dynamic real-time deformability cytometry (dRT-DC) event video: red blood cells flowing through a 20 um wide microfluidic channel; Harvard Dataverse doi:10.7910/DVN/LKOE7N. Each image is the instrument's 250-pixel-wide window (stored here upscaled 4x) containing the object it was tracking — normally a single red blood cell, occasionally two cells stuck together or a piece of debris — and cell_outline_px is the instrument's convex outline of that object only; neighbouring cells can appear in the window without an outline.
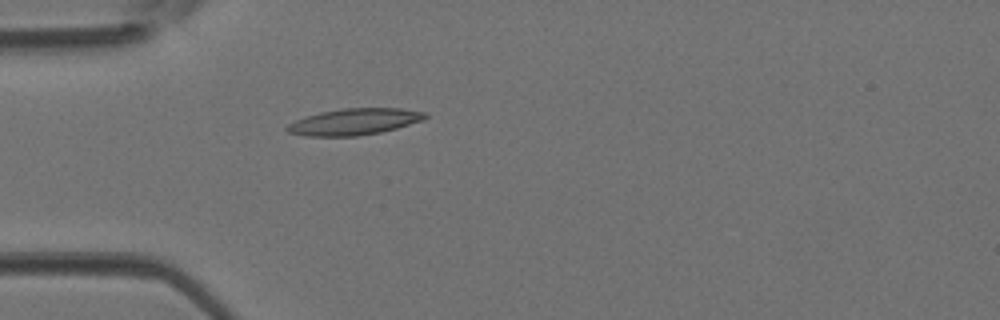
{"species": "Egyptian fruit bat (a non-hibernating species)", "species_latin": "Rousettus aegyptiacus", "temperature_condition": "room temperature", "stored_images_in_passage": 29, "camera_frame_rate_fps": 3000, "um_per_image_px": 0.085, "animal": {"sex": "female"}, "frame": {"image": 1, "passage_image": 1, "time_ms": 0.0, "image_size_px": [1000, 320], "cell_outline_px": [[428, 116], [424, 120], [396, 128], [380, 132], [356, 136], [304, 136], [288, 132], [284, 128], [288, 124], [296, 120], [320, 112], [344, 108], [400, 108], [428, 112]], "centroid_in_image_um": [30.14, 10.34], "position_along_channel_um": 54.9, "area_um2": 21.27}}
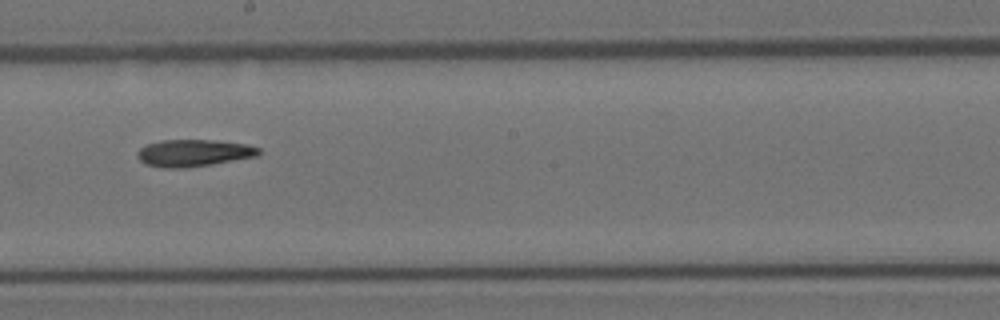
{"frame": {"image": 2, "passage_image": 13, "time_ms": 4.0, "image_size_px": [1000, 320], "cell_outline_px": [[264, 152], [260, 156], [212, 164], [180, 168], [164, 168], [144, 164], [136, 156], [136, 152], [140, 148], [148, 144], [160, 140], [216, 140], [248, 144], [260, 148]], "centroid_in_image_um": [16.51, 13.0], "position_along_channel_um": 231.7, "area_um2": 19.42}}
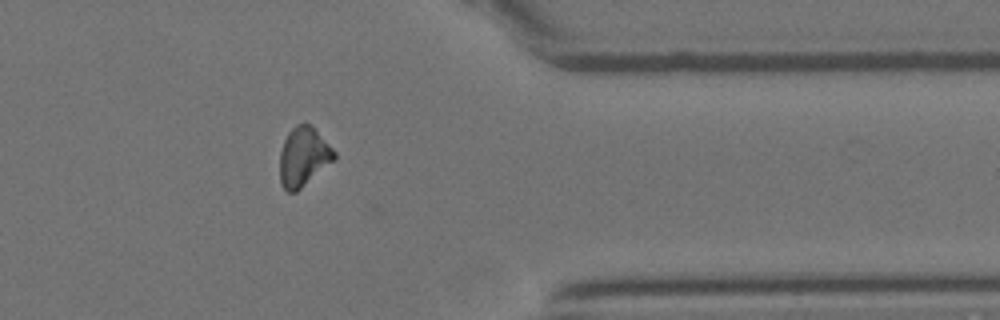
{"frame": {"image": 3, "passage_image": 24, "time_ms": 7.667, "image_size_px": [1000, 320], "cell_outline_px": [[336, 160], [296, 192], [288, 192], [280, 184], [280, 152], [284, 140], [288, 132], [296, 124], [308, 124], [336, 152]], "centroid_in_image_um": [25.79, 13.37], "position_along_channel_um": 385.6, "area_um2": 18.61}}